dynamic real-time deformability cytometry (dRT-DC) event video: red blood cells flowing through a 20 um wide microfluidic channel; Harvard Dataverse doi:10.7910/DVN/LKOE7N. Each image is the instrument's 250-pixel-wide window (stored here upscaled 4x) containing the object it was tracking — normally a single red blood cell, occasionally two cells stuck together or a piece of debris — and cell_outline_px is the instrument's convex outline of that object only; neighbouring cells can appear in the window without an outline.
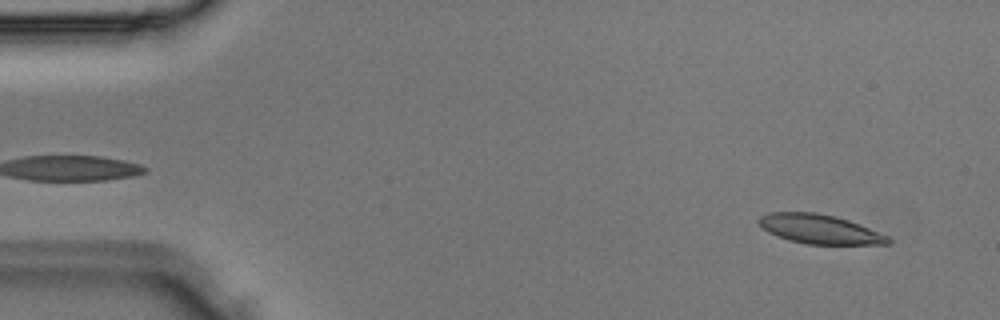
{"species": "Egyptian fruit bat (a non-hibernating species)", "species_latin": "Rousettus aegyptiacus", "temperature_condition": "room temperature", "stored_images_in_passage": 4, "camera_frame_rate_fps": 3000, "um_per_image_px": 0.085, "animal": {"sex": "male"}, "frame": {"image": 1, "passage_image": 1, "time_ms": 0.0, "image_size_px": [1000, 320], "cell_outline_px": [[892, 240], [888, 244], [808, 244], [788, 240], [776, 236], [768, 232], [756, 220], [760, 216], [768, 212], [816, 212], [836, 216], [860, 224], [888, 236]], "centroid_in_image_um": [69.65, 19.47], "position_along_channel_um": 15.4, "area_um2": 22.08}}
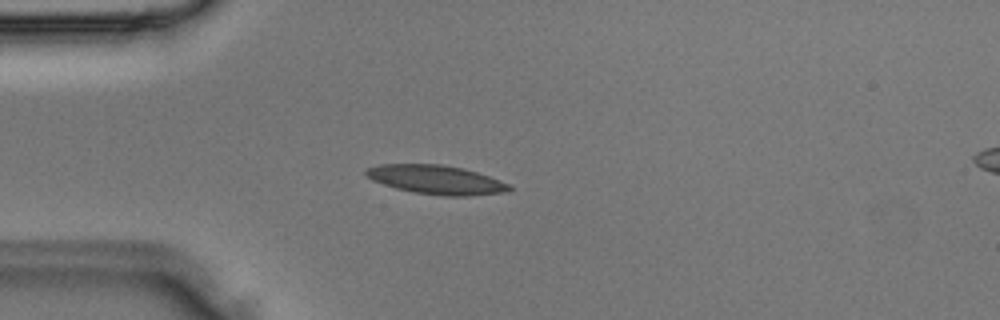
{"frame": {"image": 2, "passage_image": 3, "time_ms": 0.667, "image_size_px": [1000, 320], "cell_outline_px": [[512, 188], [508, 192], [468, 196], [444, 196], [412, 192], [396, 188], [372, 180], [364, 172], [364, 168], [380, 164], [440, 164], [464, 168], [512, 184]], "centroid_in_image_um": [37.1, 15.27], "position_along_channel_um": 47.9, "area_um2": 24.33}}